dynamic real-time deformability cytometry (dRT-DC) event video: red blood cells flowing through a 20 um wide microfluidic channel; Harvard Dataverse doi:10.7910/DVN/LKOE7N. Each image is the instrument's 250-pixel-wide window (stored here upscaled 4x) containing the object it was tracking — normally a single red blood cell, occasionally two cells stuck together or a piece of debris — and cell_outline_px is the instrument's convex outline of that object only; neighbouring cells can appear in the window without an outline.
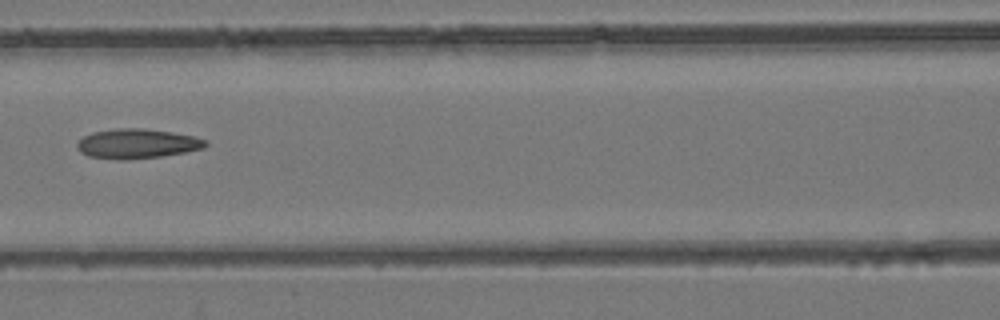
{"species": "common noctule bat (a hibernating species)", "species_latin": "Nyctalus noctula", "temperature_condition": "room temperature", "stored_images_in_passage": 5, "camera_frame_rate_fps": 3000, "um_per_image_px": 0.085, "animal": {"sex": "female", "body_mass_g": 24.6, "forearm_length_mm": 56.2}, "frame": {"image": 1, "passage_image": 5, "time_ms": 1.333, "image_size_px": [1000, 320], "cell_outline_px": [[208, 144], [204, 148], [184, 152], [160, 156], [128, 160], [120, 160], [88, 156], [80, 152], [76, 144], [84, 136], [92, 132], [116, 128], [144, 128], [172, 132], [192, 136], [208, 140]], "centroid_in_image_um": [11.65, 12.21], "position_along_channel_um": 155.0, "area_um2": 22.2}}